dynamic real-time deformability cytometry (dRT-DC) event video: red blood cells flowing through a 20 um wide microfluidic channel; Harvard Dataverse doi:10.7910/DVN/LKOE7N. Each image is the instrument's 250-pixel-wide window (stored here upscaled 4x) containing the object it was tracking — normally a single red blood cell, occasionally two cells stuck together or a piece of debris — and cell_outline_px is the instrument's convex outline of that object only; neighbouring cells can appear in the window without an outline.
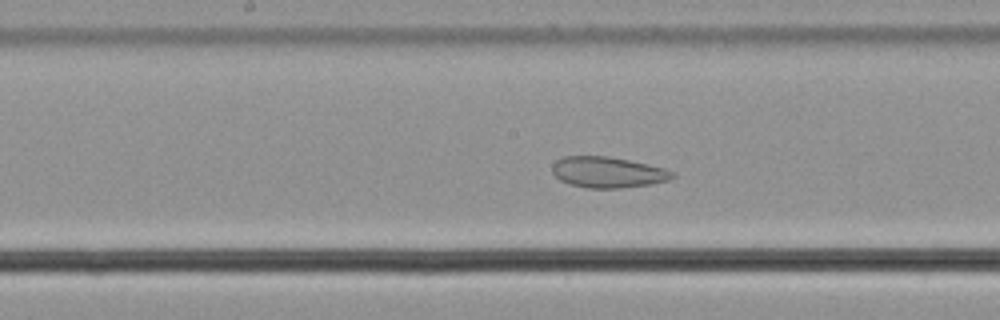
{"species": "common noctule bat (a hibernating species)", "species_latin": "Nyctalus noctula", "temperature_condition": "cold", "stored_images_in_passage": 42, "camera_frame_rate_fps": 3000, "um_per_image_px": 0.085, "animal": {"sex": "male", "body_mass_g": 21.5, "forearm_length_mm": 52.0}, "frame": {"image": 1, "passage_image": 13, "time_ms": 4.0, "image_size_px": [1000, 320], "cell_outline_px": [[676, 176], [668, 180], [652, 184], [620, 188], [588, 188], [568, 184], [560, 180], [552, 172], [552, 164], [556, 160], [564, 156], [608, 156], [628, 160], [664, 168], [676, 172]], "centroid_in_image_um": [51.66, 14.64], "position_along_channel_um": 196.5, "area_um2": 21.73}, "authors_computed_cell_mechanics": {"area_um2": 25.0563, "velocity_mm_per_s": 3.6019, "shape_relaxation_time_tau1_ms": null, "shape_relaxation_time_tau2_ms": 2.5406, "deformation_change_tau1": null, "deformation_change_tau2": 0.0567}}